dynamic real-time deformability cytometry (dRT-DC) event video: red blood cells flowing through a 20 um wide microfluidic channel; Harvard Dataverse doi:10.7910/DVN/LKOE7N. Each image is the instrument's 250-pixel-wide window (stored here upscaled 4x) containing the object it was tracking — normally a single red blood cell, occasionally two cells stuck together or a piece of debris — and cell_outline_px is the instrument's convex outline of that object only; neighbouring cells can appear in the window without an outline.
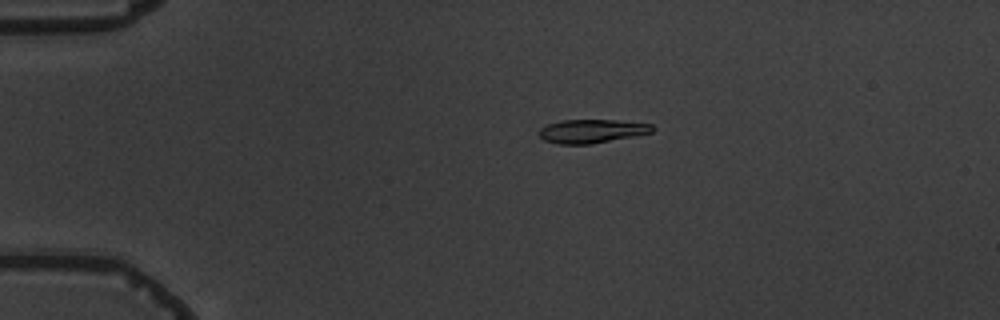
{"species": "common noctule bat (a hibernating species)", "species_latin": "Nyctalus noctula", "temperature_condition": "warm", "stored_images_in_passage": 5, "camera_frame_rate_fps": 3000, "um_per_image_px": 0.085, "animal": {"sex": "male", "body_mass_g": 19.5, "forearm_length_mm": 54.6}, "frame": {"image": 1, "passage_image": 4, "time_ms": 3.333, "image_size_px": [1000, 320], "cell_outline_px": [[656, 128], [652, 132], [632, 136], [588, 144], [560, 144], [544, 140], [540, 136], [540, 128], [548, 124], [560, 120], [616, 120], [652, 124]], "centroid_in_image_um": [50.3, 11.13], "position_along_channel_um": 34.7, "area_um2": 15.37}}